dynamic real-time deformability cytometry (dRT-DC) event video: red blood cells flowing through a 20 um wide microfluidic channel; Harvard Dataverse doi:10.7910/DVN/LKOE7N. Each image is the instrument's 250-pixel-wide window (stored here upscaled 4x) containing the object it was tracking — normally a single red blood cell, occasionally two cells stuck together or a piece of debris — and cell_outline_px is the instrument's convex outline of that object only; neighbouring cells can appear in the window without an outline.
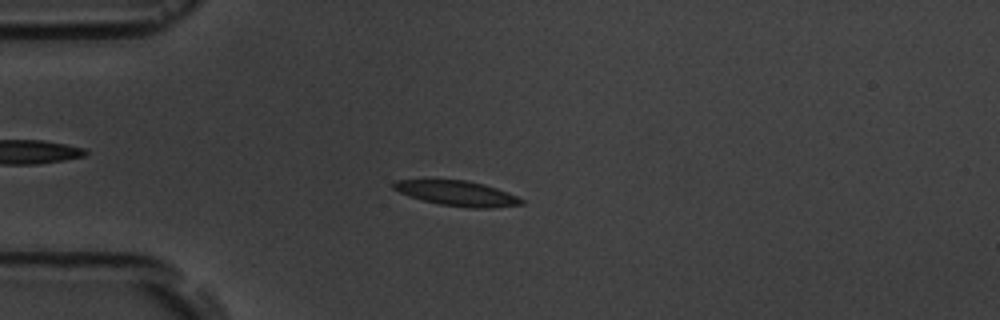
{"species": "common noctule bat (a hibernating species)", "species_latin": "Nyctalus noctula", "temperature_condition": "room temperature", "stored_images_in_passage": 3, "camera_frame_rate_fps": 3000, "um_per_image_px": 0.085, "animal": {"sex": "male", "body_mass_g": 19.5, "forearm_length_mm": 54.6}, "frame": {"image": 1, "passage_image": 3, "time_ms": 2.333, "image_size_px": [1000, 320], "cell_outline_px": [[524, 204], [492, 208], [468, 208], [440, 204], [408, 196], [392, 188], [392, 184], [396, 180], [468, 180], [484, 184], [508, 192], [524, 200]], "centroid_in_image_um": [38.88, 16.44], "position_along_channel_um": 46.1, "area_um2": 18.61}}